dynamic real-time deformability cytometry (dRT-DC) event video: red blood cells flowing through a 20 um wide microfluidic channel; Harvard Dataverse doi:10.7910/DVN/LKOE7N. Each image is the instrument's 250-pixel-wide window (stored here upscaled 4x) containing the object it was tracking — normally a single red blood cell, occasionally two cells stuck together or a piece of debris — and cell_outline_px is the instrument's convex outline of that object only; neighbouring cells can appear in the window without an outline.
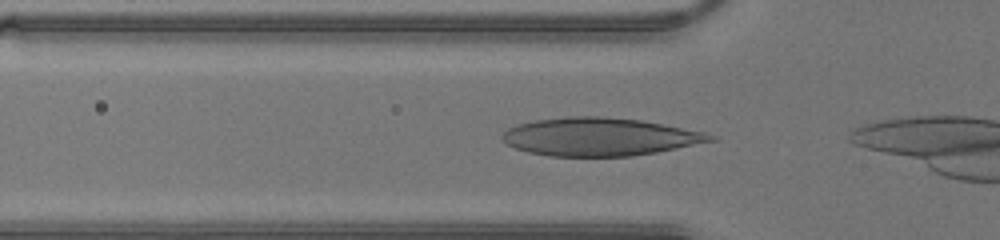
{"species": "human", "species_latin": "Homo sapiens", "temperature_condition": "warm", "stored_images_in_passage": 17, "camera_frame_rate_fps": 3000, "um_per_image_px": 0.085, "donor": {"sex": "male"}, "frame": {"image": 1, "passage_image": 2, "time_ms": 0.333, "image_size_px": [1000, 240], "cell_outline_px": [[720, 140], [656, 152], [632, 156], [552, 156], [528, 152], [516, 148], [508, 144], [500, 136], [508, 128], [516, 124], [536, 120], [568, 116], [604, 116], [640, 120], [704, 132], [716, 136]], "centroid_in_image_um": [50.98, 11.62], "position_along_channel_um": 74.8, "area_um2": 46.07}}
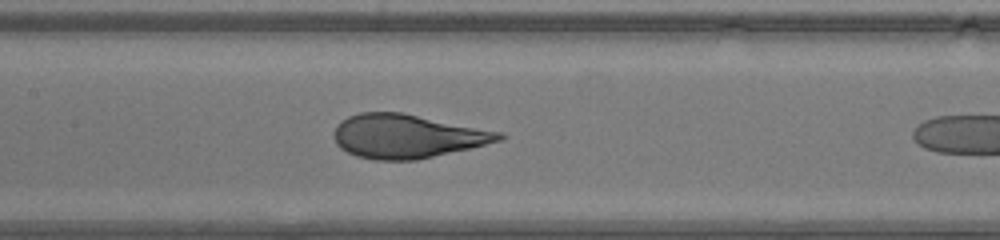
{"frame": {"image": 2, "passage_image": 8, "time_ms": 2.333, "image_size_px": [1000, 240], "cell_outline_px": [[508, 136], [500, 140], [468, 148], [416, 160], [376, 160], [356, 156], [340, 148], [336, 144], [336, 124], [340, 120], [348, 116], [360, 112], [400, 112], [504, 132]], "centroid_in_image_um": [34.59, 11.57], "position_along_channel_um": 172.8, "area_um2": 41.85}}
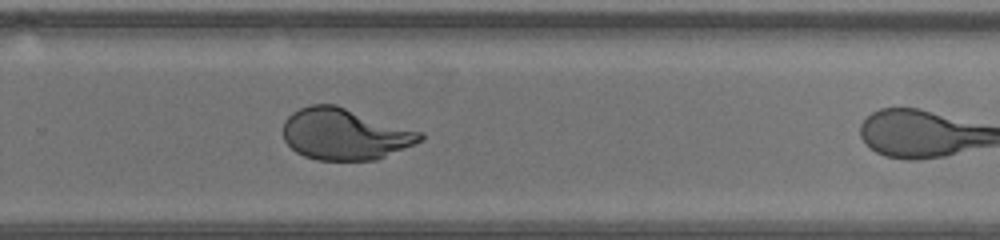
{"frame": {"image": 3, "passage_image": 16, "time_ms": 5.0, "image_size_px": [1000, 240], "cell_outline_px": [[424, 140], [416, 144], [376, 160], [316, 160], [304, 156], [296, 152], [284, 140], [284, 120], [292, 112], [300, 108], [312, 104], [336, 104], [424, 132]], "centroid_in_image_um": [29.35, 11.39], "position_along_channel_um": 300.5, "area_um2": 41.44}}